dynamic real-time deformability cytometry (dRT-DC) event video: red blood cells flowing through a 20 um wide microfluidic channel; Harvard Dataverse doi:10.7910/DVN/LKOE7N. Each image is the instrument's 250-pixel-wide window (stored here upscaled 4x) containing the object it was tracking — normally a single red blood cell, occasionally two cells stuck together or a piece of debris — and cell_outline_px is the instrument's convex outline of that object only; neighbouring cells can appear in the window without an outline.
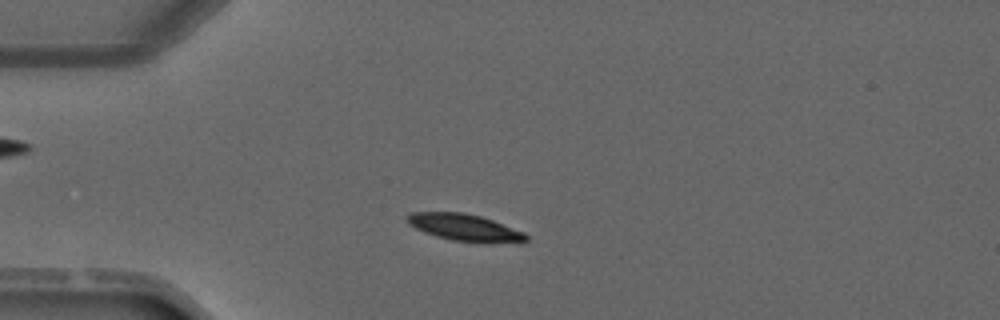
{"species": "common noctule bat (a hibernating species)", "species_latin": "Nyctalus noctula", "temperature_condition": "warm", "stored_images_in_passage": 2, "camera_frame_rate_fps": 3000, "um_per_image_px": 0.085, "animal": {"sex": "male", "forearm_length_mm": 52.5}, "frame": {"image": 1, "passage_image": 2, "time_ms": 1.0, "image_size_px": [1000, 320], "cell_outline_px": [[528, 240], [524, 244], [480, 244], [452, 240], [436, 236], [424, 232], [408, 224], [404, 220], [404, 216], [412, 212], [464, 212], [480, 216], [492, 220], [524, 232], [528, 236]], "centroid_in_image_um": [39.57, 19.38], "position_along_channel_um": 45.4, "area_um2": 19.42}}